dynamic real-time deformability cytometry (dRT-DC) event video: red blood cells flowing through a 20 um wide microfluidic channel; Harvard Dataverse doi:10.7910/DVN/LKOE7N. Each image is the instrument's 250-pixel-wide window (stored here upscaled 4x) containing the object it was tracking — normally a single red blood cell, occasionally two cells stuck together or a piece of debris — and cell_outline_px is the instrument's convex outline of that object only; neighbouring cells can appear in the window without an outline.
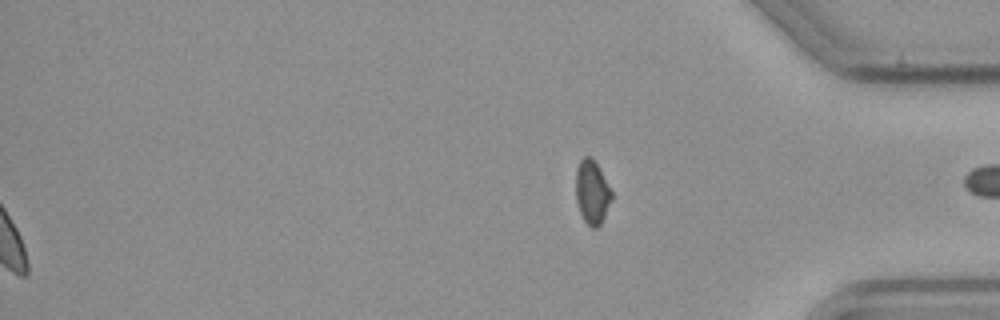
{"species": "common noctule bat (a hibernating species)", "species_latin": "Nyctalus noctula", "temperature_condition": "cold", "stored_images_in_passage": 58, "segment_of_instrument_passage": [2, 2], "camera_frame_rate_fps": 3000, "um_per_image_px": 0.085, "animal": {"sex": "male", "body_mass_g": 23.1, "forearm_length_mm": 52.7}, "frame": {"image": 1, "passage_image": 58, "time_ms": 19.0, "image_size_px": [1000, 320], "cell_outline_px": [[612, 200], [600, 224], [596, 228], [592, 228], [584, 220], [580, 212], [576, 200], [576, 168], [580, 160], [584, 156], [592, 156], [612, 192]], "centroid_in_image_um": [50.31, 16.32], "position_along_channel_um": 384.9, "area_um2": 13.18}}